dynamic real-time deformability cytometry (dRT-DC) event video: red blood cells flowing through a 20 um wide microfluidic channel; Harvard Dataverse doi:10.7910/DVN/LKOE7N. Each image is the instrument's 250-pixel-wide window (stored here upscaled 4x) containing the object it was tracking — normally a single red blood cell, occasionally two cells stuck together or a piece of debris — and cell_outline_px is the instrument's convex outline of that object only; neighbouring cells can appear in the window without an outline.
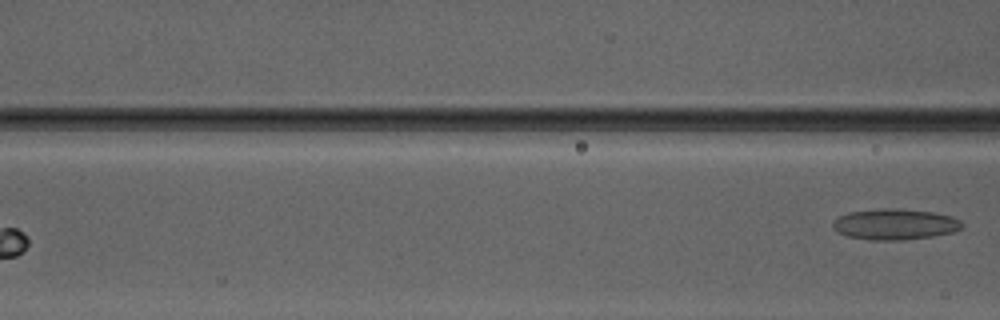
{"species": "Egyptian fruit bat (a non-hibernating species)", "species_latin": "Rousettus aegyptiacus", "temperature_condition": "warm", "stored_images_in_passage": 6, "camera_frame_rate_fps": 3000, "um_per_image_px": 0.085, "animal": {"sex": "male"}, "frame": {"image": 1, "passage_image": 6, "time_ms": 6.0, "image_size_px": [1000, 320], "cell_outline_px": [[964, 224], [960, 228], [952, 232], [932, 236], [904, 240], [872, 240], [848, 236], [836, 232], [832, 228], [832, 220], [836, 216], [848, 212], [876, 208], [896, 208], [932, 212], [952, 216], [960, 220]], "centroid_in_image_um": [76.0, 19.05], "position_along_channel_um": 90.6, "area_um2": 23.52}}